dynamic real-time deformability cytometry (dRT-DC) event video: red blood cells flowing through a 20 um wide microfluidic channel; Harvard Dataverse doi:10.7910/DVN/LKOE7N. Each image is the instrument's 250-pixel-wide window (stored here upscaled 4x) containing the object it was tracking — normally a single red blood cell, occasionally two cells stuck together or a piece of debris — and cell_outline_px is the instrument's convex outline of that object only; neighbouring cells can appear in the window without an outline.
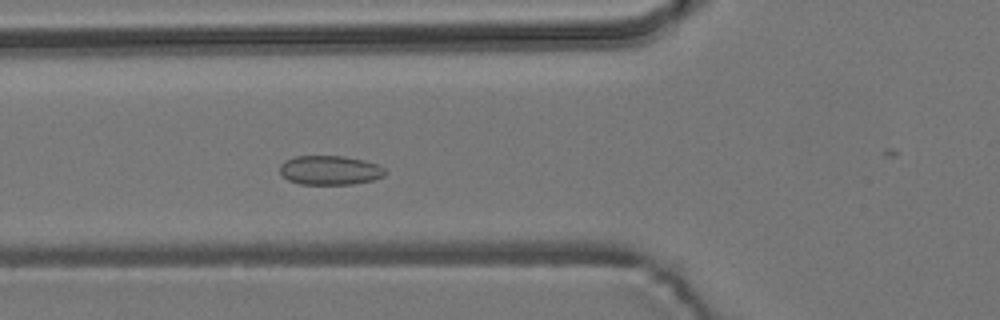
{"species": "common noctule bat (a hibernating species)", "species_latin": "Nyctalus noctula", "temperature_condition": "room temperature", "stored_images_in_passage": 47, "camera_frame_rate_fps": 3000, "um_per_image_px": 0.085, "animal": {"sex": "male", "body_mass_g": 19.2, "forearm_length_mm": 51.8}, "frame": {"image": 1, "passage_image": 11, "time_ms": 3.333, "image_size_px": [1000, 320], "cell_outline_px": [[388, 172], [384, 176], [372, 180], [352, 184], [300, 184], [288, 180], [280, 172], [280, 164], [284, 160], [296, 156], [344, 156], [364, 160], [376, 164], [384, 168]], "centroid_in_image_um": [28.04, 14.46], "position_along_channel_um": 97.8, "area_um2": 17.98}}
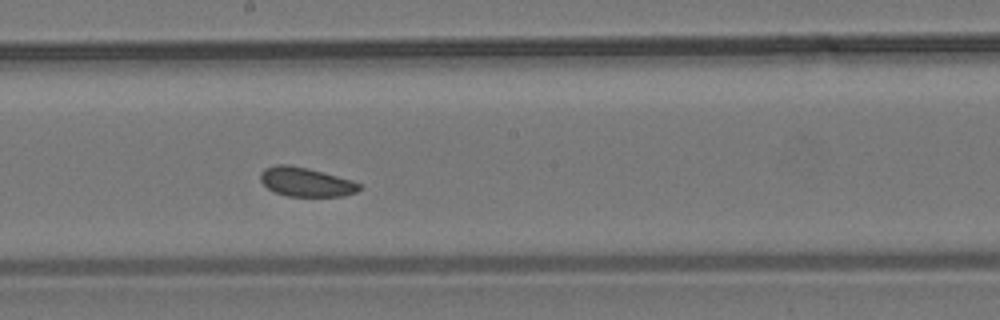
{"frame": {"image": 2, "passage_image": 21, "time_ms": 6.667, "image_size_px": [1000, 320], "cell_outline_px": [[360, 188], [356, 192], [344, 196], [288, 196], [276, 192], [268, 188], [260, 180], [260, 172], [264, 168], [276, 164], [288, 164], [308, 168], [324, 172], [352, 180], [360, 184]], "centroid_in_image_um": [25.99, 15.45], "position_along_channel_um": 222.2, "area_um2": 16.76}}
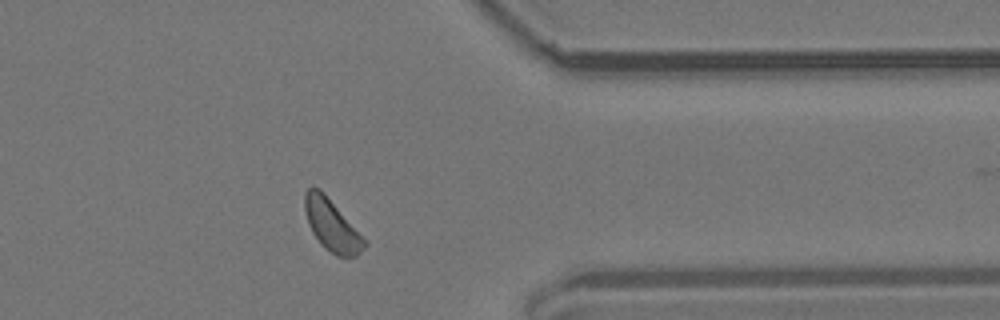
{"frame": {"image": 3, "passage_image": 35, "time_ms": 11.333, "image_size_px": [1000, 320], "cell_outline_px": [[368, 244], [356, 256], [336, 256], [320, 244], [312, 232], [308, 224], [304, 208], [304, 192], [312, 184], [320, 188], [324, 192]], "centroid_in_image_um": [28.14, 19.1], "position_along_channel_um": 383.3, "area_um2": 17.74}, "authors_computed_cell_mechanics": {"area_um2": 17.5712, "velocity_mm_per_s": 3.7287, "shape_relaxation_time_tau1_ms": null, "shape_relaxation_time_tau2_ms": 5.6295, "deformation_change_tau1": null, "deformation_change_tau2": 0.1031}}